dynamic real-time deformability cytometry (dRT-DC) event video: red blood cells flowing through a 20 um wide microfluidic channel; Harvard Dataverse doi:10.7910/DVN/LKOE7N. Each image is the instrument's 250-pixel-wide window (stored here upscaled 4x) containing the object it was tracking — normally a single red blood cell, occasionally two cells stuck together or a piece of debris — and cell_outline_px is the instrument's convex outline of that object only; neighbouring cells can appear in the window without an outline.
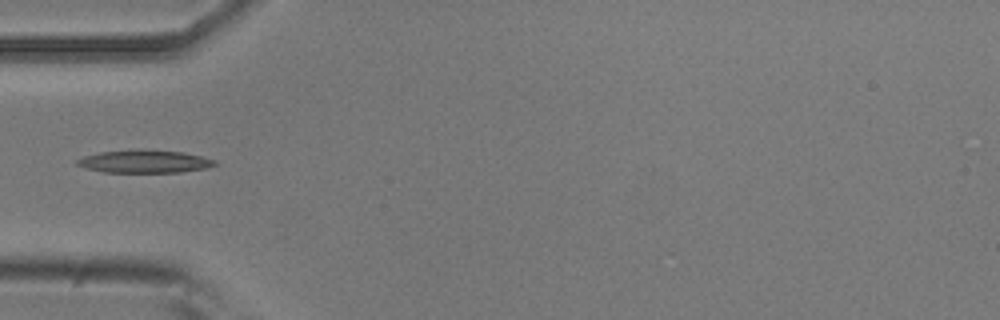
{"species": "common noctule bat (a hibernating species)", "species_latin": "Nyctalus noctula", "temperature_condition": "room temperature", "stored_images_in_passage": 6, "camera_frame_rate_fps": 3000, "um_per_image_px": 0.085, "animal": {"sex": "male", "body_mass_g": 20.5, "forearm_length_mm": 52.5}, "frame": {"image": 1, "passage_image": 6, "time_ms": 1.667, "image_size_px": [1000, 320], "cell_outline_px": [[220, 164], [208, 168], [180, 172], [104, 172], [88, 168], [76, 164], [76, 160], [84, 156], [100, 152], [184, 152], [216, 160]], "centroid_in_image_um": [12.37, 13.77], "position_along_channel_um": 72.6, "area_um2": 17.34}}